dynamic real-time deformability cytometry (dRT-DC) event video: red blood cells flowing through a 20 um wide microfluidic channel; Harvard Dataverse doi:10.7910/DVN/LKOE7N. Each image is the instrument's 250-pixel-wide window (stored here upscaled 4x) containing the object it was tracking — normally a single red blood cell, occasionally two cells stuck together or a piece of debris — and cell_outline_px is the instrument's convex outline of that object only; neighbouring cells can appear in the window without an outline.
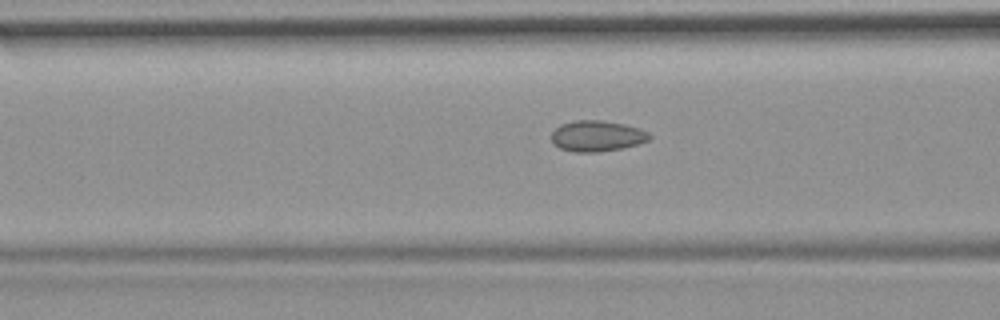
{"species": "common noctule bat (a hibernating species)", "species_latin": "Nyctalus noctula", "temperature_condition": "room temperature", "stored_images_in_passage": 8, "camera_frame_rate_fps": 3000, "um_per_image_px": 0.085, "animal": {"sex": "female", "body_mass_g": 19.9}, "frame": {"image": 1, "passage_image": 8, "time_ms": 2.333, "image_size_px": [1000, 320], "cell_outline_px": [[652, 136], [648, 140], [636, 144], [620, 148], [596, 152], [576, 152], [560, 148], [552, 144], [552, 132], [560, 124], [572, 120], [600, 120], [624, 124], [640, 128], [648, 132]], "centroid_in_image_um": [50.72, 11.55], "position_along_channel_um": 115.9, "area_um2": 17.57}}